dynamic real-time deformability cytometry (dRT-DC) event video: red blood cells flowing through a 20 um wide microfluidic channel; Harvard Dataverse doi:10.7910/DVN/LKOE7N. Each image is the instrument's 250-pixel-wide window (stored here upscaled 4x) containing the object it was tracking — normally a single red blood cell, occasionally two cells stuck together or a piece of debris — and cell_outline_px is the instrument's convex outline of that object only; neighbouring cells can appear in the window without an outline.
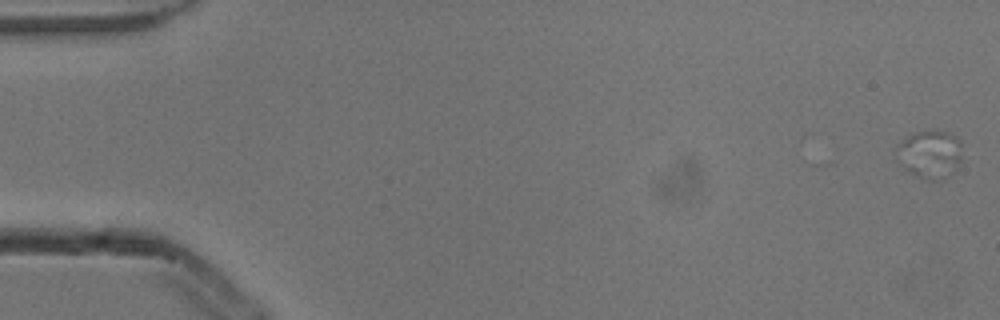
{"species": "common noctule bat (a hibernating species)", "species_latin": "Nyctalus noctula", "temperature_condition": "cold", "stored_images_in_passage": 4, "camera_frame_rate_fps": 3000, "um_per_image_px": 0.085, "animal": {"sex": "male", "body_mass_g": 13.3}, "frame": {"image": 1, "passage_image": 1, "time_ms": 0.0, "image_size_px": [1000, 320], "cell_outline_px": [[960, 160], [956, 168], [948, 176], [940, 180], [924, 180], [908, 172], [904, 168], [896, 148], [896, 144], [900, 140], [916, 132], [948, 132], [956, 136], [960, 140]], "centroid_in_image_um": [79.04, 13.13], "position_along_channel_um": 6.0, "area_um2": 18.09}}